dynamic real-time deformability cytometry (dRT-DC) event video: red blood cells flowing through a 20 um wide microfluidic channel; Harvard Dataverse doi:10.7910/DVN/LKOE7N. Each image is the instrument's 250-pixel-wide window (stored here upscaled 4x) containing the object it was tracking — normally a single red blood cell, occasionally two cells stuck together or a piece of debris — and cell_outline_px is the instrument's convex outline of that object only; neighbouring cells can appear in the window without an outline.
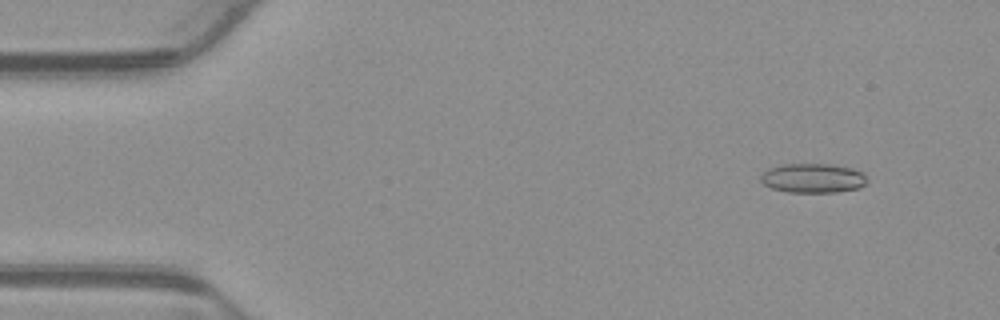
{"species": "common noctule bat (a hibernating species)", "species_latin": "Nyctalus noctula", "temperature_condition": "warm", "stored_images_in_passage": 53, "camera_frame_rate_fps": 3000, "um_per_image_px": 0.085, "animal": {"sex": "male", "body_mass_g": 23.1, "forearm_length_mm": 52.7}, "frame": {"image": 1, "passage_image": 5, "time_ms": 1.333, "image_size_px": [1000, 320], "cell_outline_px": [[868, 180], [860, 188], [836, 192], [788, 192], [772, 188], [764, 184], [760, 180], [760, 176], [768, 168], [784, 164], [828, 164], [852, 168], [864, 172]], "centroid_in_image_um": [69.12, 15.14], "position_along_channel_um": 15.9, "area_um2": 18.26}}
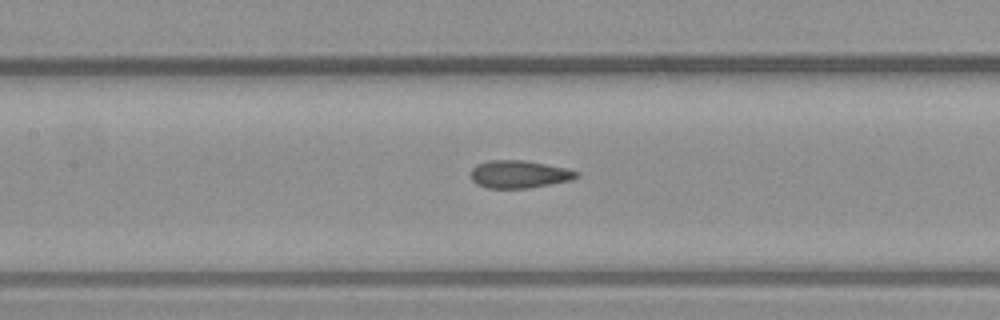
{"frame": {"image": 2, "passage_image": 24, "time_ms": 7.667, "image_size_px": [1000, 320], "cell_outline_px": [[580, 176], [572, 180], [528, 188], [488, 188], [476, 184], [472, 180], [472, 168], [476, 164], [488, 160], [524, 160], [568, 168], [580, 172]], "centroid_in_image_um": [44.16, 14.8], "position_along_channel_um": 163.2, "area_um2": 17.17}}
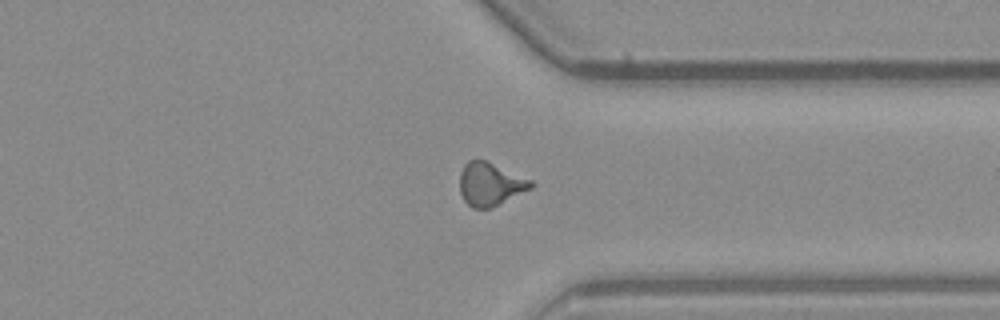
{"frame": {"image": 3, "passage_image": 40, "time_ms": 13.0, "image_size_px": [1000, 320], "cell_outline_px": [[536, 184], [532, 188], [492, 208], [472, 208], [464, 200], [460, 192], [460, 172], [464, 164], [468, 160], [484, 160], [532, 180]], "centroid_in_image_um": [41.67, 15.66], "position_along_channel_um": 369.7, "area_um2": 17.86}, "authors_computed_cell_mechanics": {"area_um2": 17.2822, "velocity_mm_per_s": 3.9206, "shape_relaxation_time_tau1_ms": null, "shape_relaxation_time_tau2_ms": 1.5463, "deformation_change_tau1": null, "deformation_change_tau2": 0.104}}